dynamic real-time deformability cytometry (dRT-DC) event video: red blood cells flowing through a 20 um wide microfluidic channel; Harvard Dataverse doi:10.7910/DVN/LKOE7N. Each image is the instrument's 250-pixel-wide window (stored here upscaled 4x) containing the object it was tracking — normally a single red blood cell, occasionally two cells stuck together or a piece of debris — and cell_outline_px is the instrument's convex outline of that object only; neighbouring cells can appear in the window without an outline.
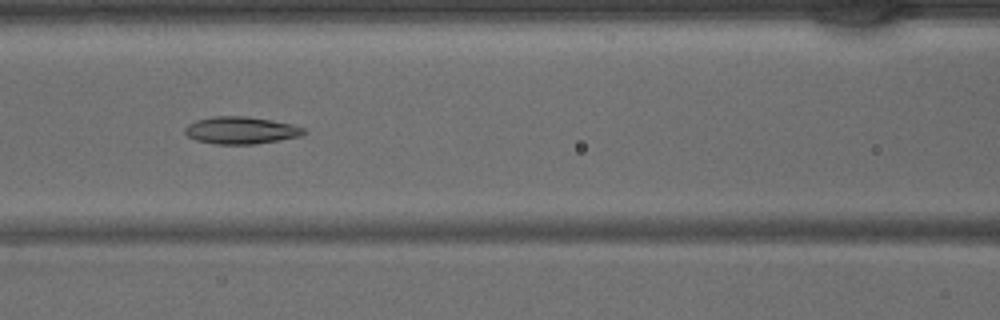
{"species": "common noctule bat (a hibernating species)", "species_latin": "Nyctalus noctula", "temperature_condition": "warm", "stored_images_in_passage": 41, "camera_frame_rate_fps": 3000, "um_per_image_px": 0.085, "animal": {"sex": "male", "body_mass_g": 15.6}, "frame": {"image": 1, "passage_image": 17, "time_ms": 5.333, "image_size_px": [1000, 320], "cell_outline_px": [[308, 132], [300, 136], [252, 144], [216, 144], [196, 140], [188, 136], [184, 132], [184, 128], [188, 124], [196, 120], [216, 116], [244, 116], [272, 120], [292, 124], [304, 128]], "centroid_in_image_um": [20.47, 11.07], "position_along_channel_um": 146.1, "area_um2": 18.73}}
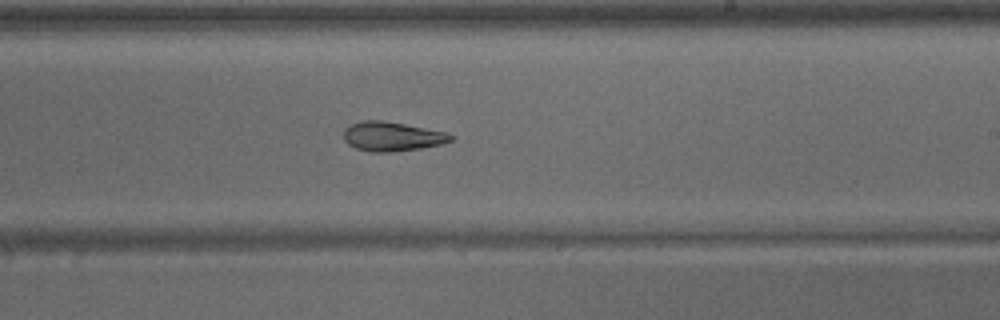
{"frame": {"image": 2, "passage_image": 24, "time_ms": 7.667, "image_size_px": [1000, 320], "cell_outline_px": [[456, 136], [452, 140], [440, 144], [420, 148], [392, 152], [372, 152], [356, 148], [348, 144], [344, 140], [344, 128], [352, 124], [364, 120], [380, 120], [404, 124], [448, 132]], "centroid_in_image_um": [33.34, 11.6], "position_along_channel_um": 255.7, "area_um2": 18.26}}
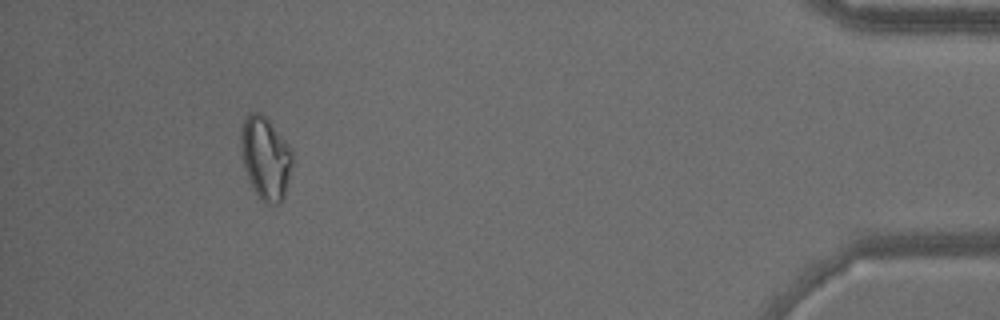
{"frame": {"image": 3, "passage_image": 38, "time_ms": 12.333, "image_size_px": [1000, 320], "cell_outline_px": [[292, 164], [284, 196], [280, 204], [264, 204], [260, 200], [252, 188], [244, 168], [240, 152], [240, 132], [244, 120], [248, 112], [260, 112], [268, 120], [288, 144], [292, 152]], "centroid_in_image_um": [22.54, 13.45], "position_along_channel_um": 412.7, "area_um2": 24.97}}